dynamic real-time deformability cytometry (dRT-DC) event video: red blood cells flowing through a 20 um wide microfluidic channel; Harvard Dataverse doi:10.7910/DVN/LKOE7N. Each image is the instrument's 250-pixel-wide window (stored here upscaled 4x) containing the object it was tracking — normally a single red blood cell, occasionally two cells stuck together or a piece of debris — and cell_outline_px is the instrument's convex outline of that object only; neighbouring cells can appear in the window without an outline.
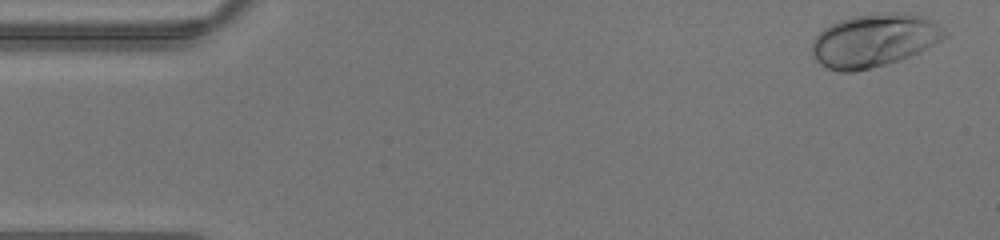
{"species": "human", "species_latin": "Homo sapiens", "temperature_condition": "warm", "stored_images_in_passage": 42, "camera_frame_rate_fps": 3000, "um_per_image_px": 0.085, "donor": {"sex": "male"}, "frame": {"image": 1, "passage_image": 1, "time_ms": 0.0, "image_size_px": [1000, 240], "cell_outline_px": [[948, 36], [900, 60], [888, 64], [872, 68], [852, 72], [840, 72], [828, 68], [820, 64], [812, 56], [812, 40], [824, 28], [840, 20], [852, 16], [884, 12], [912, 12], [924, 16], [932, 20], [944, 28], [948, 32]], "centroid_in_image_um": [74.3, 3.42], "position_along_channel_um": 10.7, "area_um2": 41.21}}
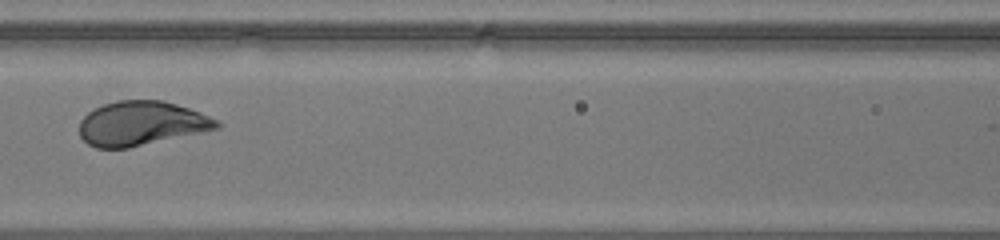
{"frame": {"image": 2, "passage_image": 18, "time_ms": 5.667, "image_size_px": [1000, 240], "cell_outline_px": [[220, 128], [128, 148], [96, 148], [88, 144], [80, 136], [80, 120], [88, 112], [104, 104], [116, 100], [164, 100], [200, 112], [216, 120], [220, 124]], "centroid_in_image_um": [11.99, 10.49], "position_along_channel_um": 154.6, "area_um2": 35.26}}
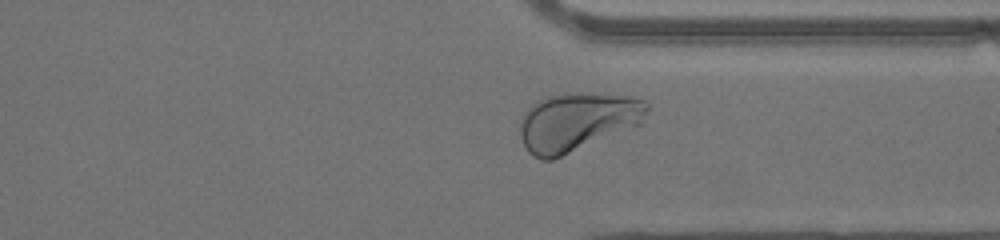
{"frame": {"image": 3, "passage_image": 31, "time_ms": 10.0, "image_size_px": [1000, 240], "cell_outline_px": [[648, 108], [640, 124], [552, 160], [540, 160], [532, 156], [528, 152], [520, 136], [520, 116], [536, 100], [548, 96], [568, 92], [580, 92], [624, 96], [644, 100], [648, 104]], "centroid_in_image_um": [48.99, 10.34], "position_along_channel_um": 362.4, "area_um2": 43.23}}